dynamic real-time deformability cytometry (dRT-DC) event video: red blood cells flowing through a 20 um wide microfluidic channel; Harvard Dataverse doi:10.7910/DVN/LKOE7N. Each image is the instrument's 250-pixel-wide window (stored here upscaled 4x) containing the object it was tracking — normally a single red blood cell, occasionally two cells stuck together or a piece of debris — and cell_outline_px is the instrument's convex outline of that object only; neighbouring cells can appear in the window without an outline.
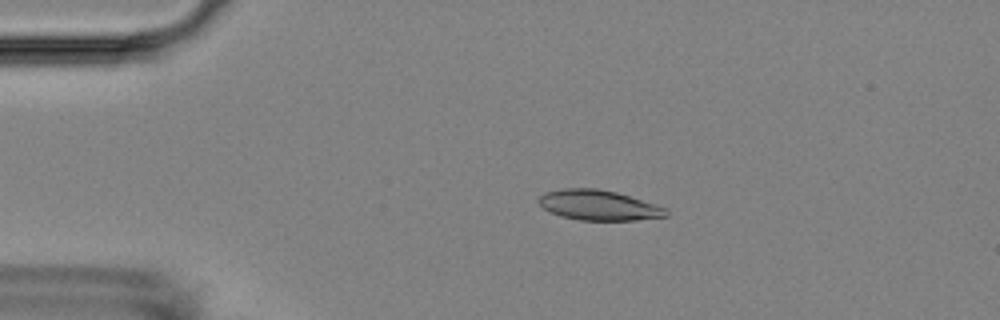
{"species": "Egyptian fruit bat (a non-hibernating species)", "species_latin": "Rousettus aegyptiacus", "temperature_condition": "room temperature", "stored_images_in_passage": 3, "camera_frame_rate_fps": 3000, "um_per_image_px": 0.085, "animal": {"sex": "female"}, "frame": {"image": 1, "passage_image": 3, "time_ms": 2.333, "image_size_px": [1000, 320], "cell_outline_px": [[668, 216], [636, 220], [580, 220], [560, 216], [544, 208], [536, 200], [544, 192], [564, 188], [596, 188], [616, 192], [668, 208]], "centroid_in_image_um": [50.89, 17.44], "position_along_channel_um": 34.1, "area_um2": 22.37}}